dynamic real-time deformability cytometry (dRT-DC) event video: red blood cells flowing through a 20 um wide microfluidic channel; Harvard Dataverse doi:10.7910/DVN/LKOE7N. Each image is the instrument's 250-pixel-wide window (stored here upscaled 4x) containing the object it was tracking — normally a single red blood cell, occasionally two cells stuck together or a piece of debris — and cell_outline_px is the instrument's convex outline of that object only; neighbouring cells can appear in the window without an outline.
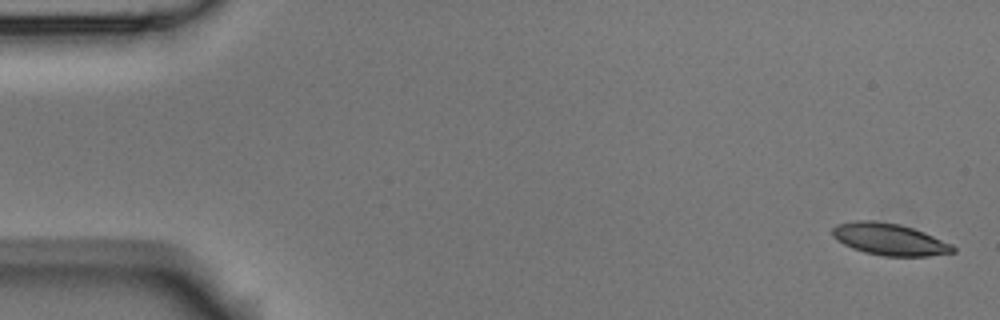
{"species": "Egyptian fruit bat (a non-hibernating species)", "species_latin": "Rousettus aegyptiacus", "temperature_condition": "room temperature", "stored_images_in_passage": 4, "camera_frame_rate_fps": 3000, "um_per_image_px": 0.085, "animal": {"sex": "male"}, "frame": {"image": 1, "passage_image": 1, "time_ms": 0.0, "image_size_px": [1000, 320], "cell_outline_px": [[956, 252], [928, 256], [884, 256], [864, 252], [852, 248], [836, 240], [832, 236], [832, 228], [836, 224], [856, 220], [872, 220], [900, 224], [924, 232], [952, 244], [956, 248]], "centroid_in_image_um": [75.59, 20.34], "position_along_channel_um": 9.4, "area_um2": 22.48}}
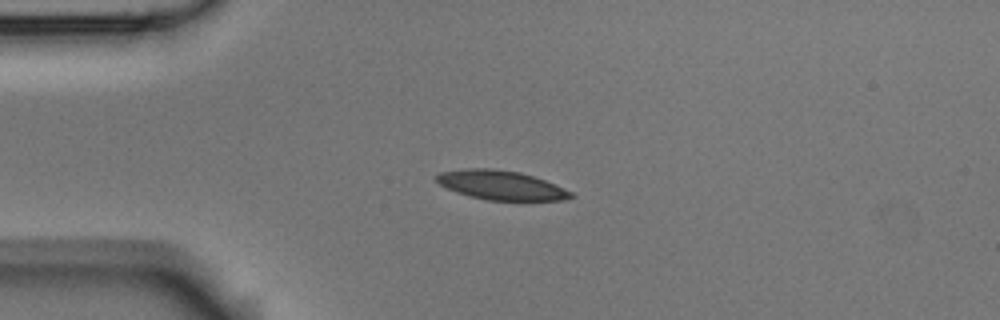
{"frame": {"image": 2, "passage_image": 4, "time_ms": 4.0, "image_size_px": [1000, 320], "cell_outline_px": [[576, 196], [564, 200], [488, 200], [468, 196], [456, 192], [440, 184], [436, 180], [436, 176], [440, 172], [464, 168], [492, 168], [520, 172], [544, 180], [572, 192]], "centroid_in_image_um": [42.57, 15.73], "position_along_channel_um": 42.4, "area_um2": 22.77}}